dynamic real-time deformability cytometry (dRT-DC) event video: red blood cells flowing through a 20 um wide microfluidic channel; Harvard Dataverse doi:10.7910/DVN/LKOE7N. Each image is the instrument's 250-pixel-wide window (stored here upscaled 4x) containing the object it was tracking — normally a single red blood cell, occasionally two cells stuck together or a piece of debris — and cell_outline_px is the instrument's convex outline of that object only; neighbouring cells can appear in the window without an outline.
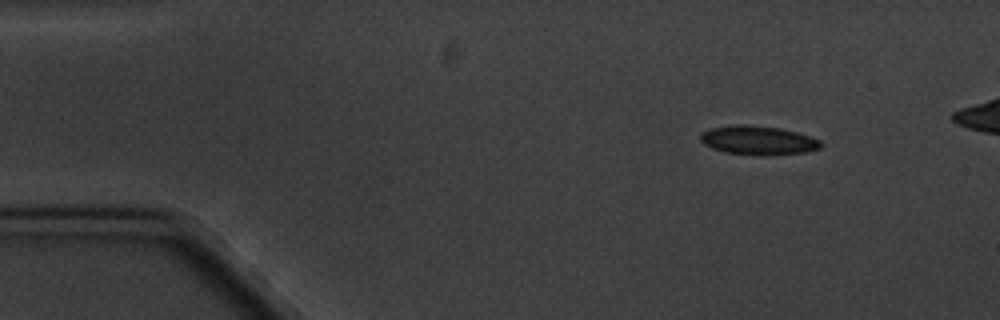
{"species": "common noctule bat (a hibernating species)", "species_latin": "Nyctalus noctula", "temperature_condition": "cold", "stored_images_in_passage": 5, "camera_frame_rate_fps": 3000, "um_per_image_px": 0.085, "animal": {"sex": "male", "body_mass_g": 20.1, "forearm_length_mm": 53.5}, "frame": {"image": 1, "passage_image": 2, "time_ms": 1.333, "image_size_px": [1000, 320], "cell_outline_px": [[824, 144], [820, 148], [804, 152], [764, 156], [724, 152], [712, 148], [704, 144], [700, 140], [700, 132], [712, 128], [736, 124], [740, 124], [780, 128], [796, 132], [820, 140]], "centroid_in_image_um": [64.42, 11.93], "position_along_channel_um": 20.6, "area_um2": 20.29}}